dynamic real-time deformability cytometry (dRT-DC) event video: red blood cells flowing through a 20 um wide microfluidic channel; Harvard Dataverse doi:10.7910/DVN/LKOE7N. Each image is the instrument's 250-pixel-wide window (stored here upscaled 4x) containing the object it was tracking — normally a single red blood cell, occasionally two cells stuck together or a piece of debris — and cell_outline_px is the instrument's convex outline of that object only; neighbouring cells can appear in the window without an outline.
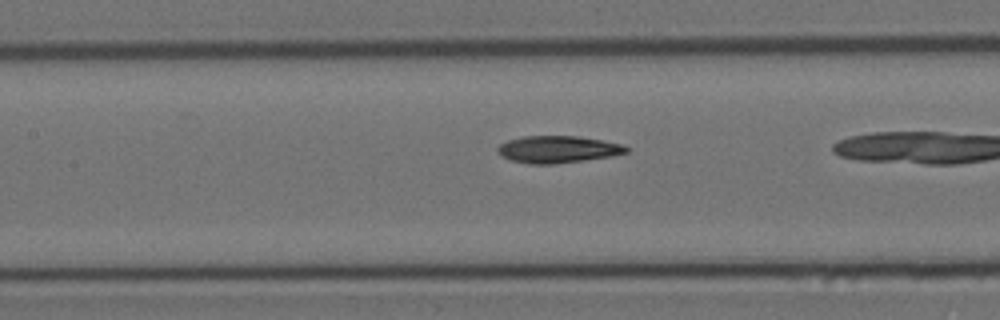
{"species": "Egyptian fruit bat (a non-hibernating species)", "species_latin": "Rousettus aegyptiacus", "temperature_condition": "cold", "stored_images_in_passage": 35, "camera_frame_rate_fps": 3000, "um_per_image_px": 0.085, "animal": {"sex": "female"}, "frame": {"image": 1, "passage_image": 23, "time_ms": 7.333, "image_size_px": [1000, 320], "cell_outline_px": [[628, 152], [612, 156], [584, 160], [552, 164], [528, 164], [508, 160], [500, 156], [496, 152], [496, 148], [500, 144], [508, 140], [524, 136], [576, 136], [624, 144], [628, 148]], "centroid_in_image_um": [47.36, 12.7], "position_along_channel_um": 160.0, "area_um2": 20.4}}
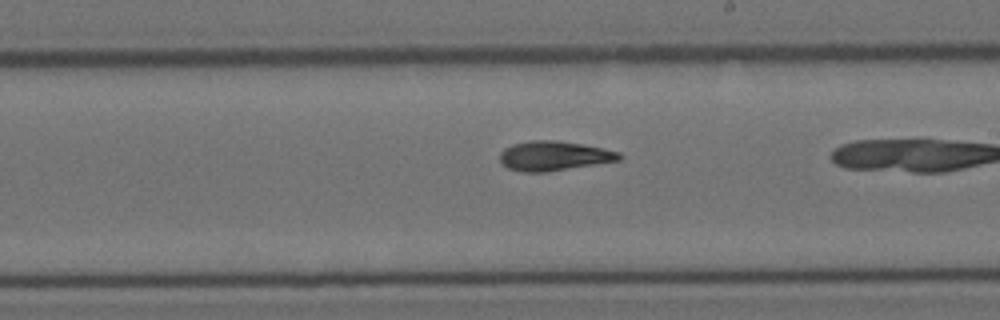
{"frame": {"image": 2, "passage_image": 30, "time_ms": 9.667, "image_size_px": [1000, 320], "cell_outline_px": [[624, 156], [620, 160], [596, 164], [544, 172], [524, 172], [508, 168], [500, 160], [500, 152], [504, 148], [512, 144], [532, 140], [556, 140], [604, 148], [620, 152]], "centroid_in_image_um": [47.1, 13.24], "position_along_channel_um": 241.9, "area_um2": 20.46}}
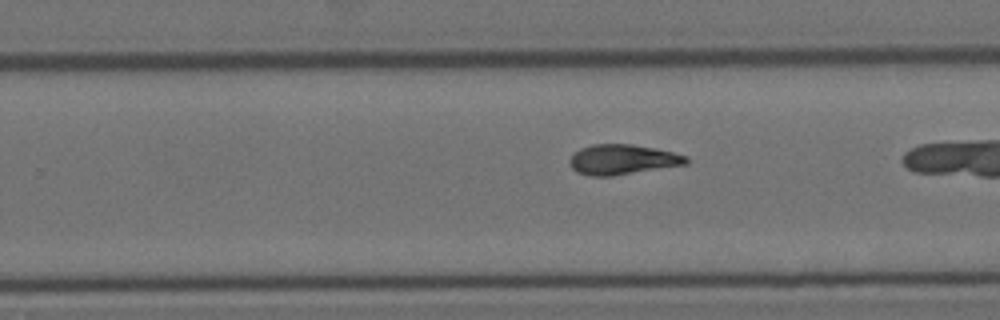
{"frame": {"image": 3, "passage_image": 33, "time_ms": 10.667, "image_size_px": [1000, 320], "cell_outline_px": [[688, 164], [612, 176], [588, 176], [576, 172], [568, 164], [568, 160], [580, 148], [592, 144], [632, 144], [672, 152], [688, 156]], "centroid_in_image_um": [52.88, 13.57], "position_along_channel_um": 276.9, "area_um2": 20.46}}